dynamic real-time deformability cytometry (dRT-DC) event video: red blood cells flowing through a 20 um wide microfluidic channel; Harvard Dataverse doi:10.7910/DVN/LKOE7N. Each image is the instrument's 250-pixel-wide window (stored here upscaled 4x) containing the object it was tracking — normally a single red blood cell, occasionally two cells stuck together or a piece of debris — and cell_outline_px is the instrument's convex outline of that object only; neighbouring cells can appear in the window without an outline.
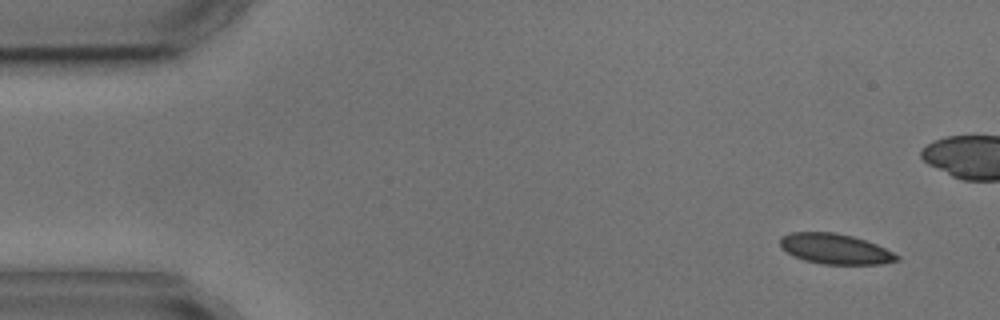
{"species": "common noctule bat (a hibernating species)", "species_latin": "Nyctalus noctula", "temperature_condition": "cold", "stored_images_in_passage": 5, "camera_frame_rate_fps": 3000, "um_per_image_px": 0.085, "animal": {"sex": "male", "body_mass_g": 17.9, "forearm_length_mm": 54.2}, "frame": {"image": 1, "passage_image": 1, "time_ms": 0.0, "image_size_px": [1000, 320], "cell_outline_px": [[900, 260], [880, 264], [824, 264], [804, 260], [780, 248], [780, 236], [792, 232], [836, 232], [852, 236], [876, 244], [900, 256]], "centroid_in_image_um": [70.98, 21.15], "position_along_channel_um": 14.0, "area_um2": 20.52}}